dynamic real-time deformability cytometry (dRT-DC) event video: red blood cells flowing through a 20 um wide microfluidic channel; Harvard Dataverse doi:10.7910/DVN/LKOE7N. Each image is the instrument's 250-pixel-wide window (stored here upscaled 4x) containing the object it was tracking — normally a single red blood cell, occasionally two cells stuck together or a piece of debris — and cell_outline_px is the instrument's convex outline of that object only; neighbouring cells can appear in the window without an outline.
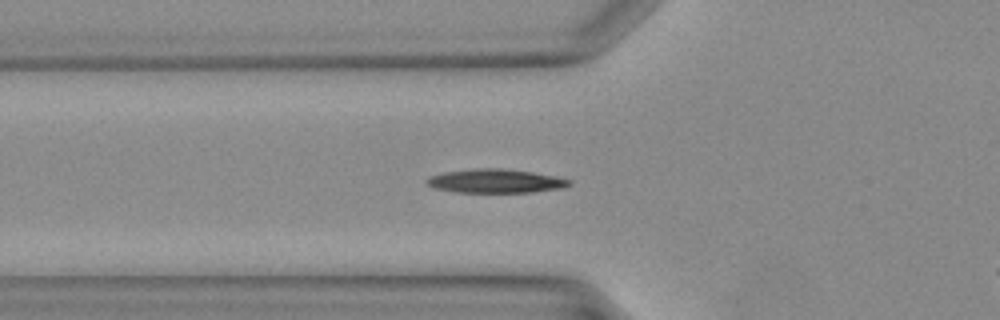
{"species": "Egyptian fruit bat (a non-hibernating species)", "species_latin": "Rousettus aegyptiacus", "temperature_condition": "warm", "stored_images_in_passage": 35, "camera_frame_rate_fps": 3000, "um_per_image_px": 0.085, "animal": {"sex": "female"}, "frame": {"image": 1, "passage_image": 10, "time_ms": 3.0, "image_size_px": [1000, 320], "cell_outline_px": [[572, 184], [560, 188], [532, 192], [456, 192], [436, 188], [428, 184], [424, 180], [428, 176], [444, 172], [476, 168], [500, 168], [532, 172], [556, 176], [572, 180]], "centroid_in_image_um": [42.12, 15.38], "position_along_channel_um": 83.7, "area_um2": 19.71}}
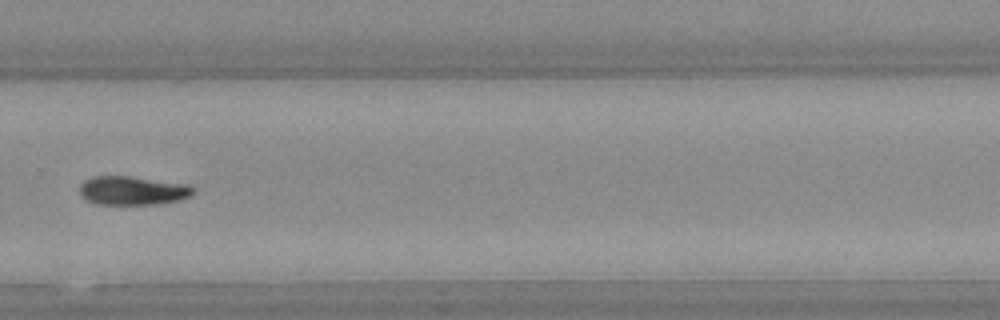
{"frame": {"image": 2, "passage_image": 23, "time_ms": 7.333, "image_size_px": [1000, 320], "cell_outline_px": [[192, 196], [180, 200], [156, 204], [96, 204], [80, 196], [80, 184], [84, 180], [92, 176], [132, 176], [188, 184], [192, 188]], "centroid_in_image_um": [11.25, 16.19], "position_along_channel_um": 318.6, "area_um2": 19.13}}
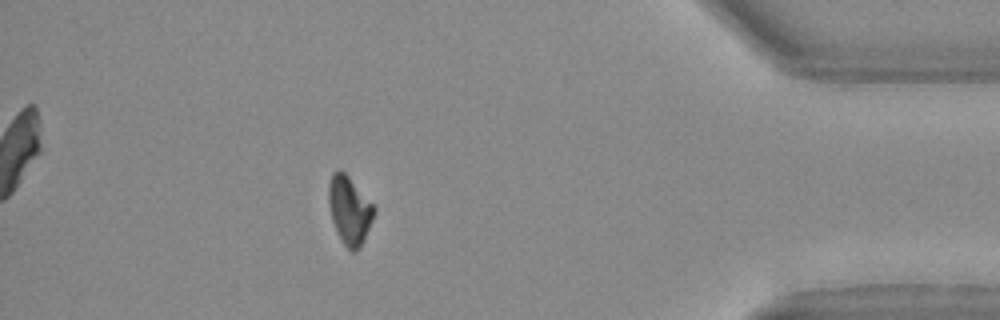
{"frame": {"image": 3, "passage_image": 30, "time_ms": 9.667, "image_size_px": [1000, 320], "cell_outline_px": [[376, 212], [364, 240], [360, 248], [356, 252], [352, 252], [344, 244], [332, 220], [328, 204], [328, 184], [332, 172], [344, 172], [348, 176], [376, 208]], "centroid_in_image_um": [29.71, 17.88], "position_along_channel_um": 405.5, "area_um2": 17.8}}